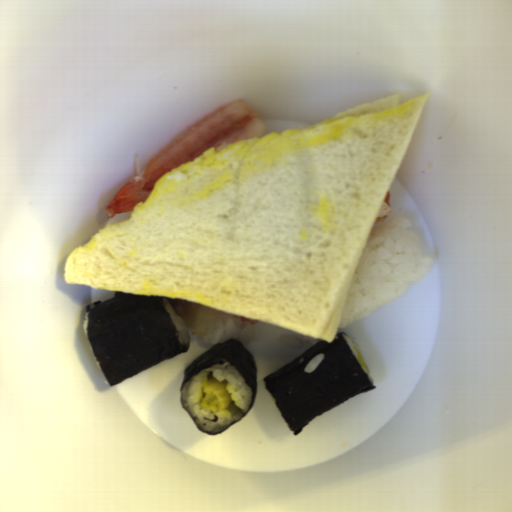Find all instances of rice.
<instances>
[{
	"mask_svg": "<svg viewBox=\"0 0 512 512\" xmlns=\"http://www.w3.org/2000/svg\"><path fill=\"white\" fill-rule=\"evenodd\" d=\"M410 218L393 216L370 229L343 300L336 332L357 322L425 278L434 259L421 253Z\"/></svg>",
	"mask_w": 512,
	"mask_h": 512,
	"instance_id": "rice-1",
	"label": "rice"
},
{
	"mask_svg": "<svg viewBox=\"0 0 512 512\" xmlns=\"http://www.w3.org/2000/svg\"><path fill=\"white\" fill-rule=\"evenodd\" d=\"M226 382L231 397L229 408L216 411L215 407L201 403L203 384L208 378ZM252 402V390L237 369L226 361H219L200 370L183 385L181 404L197 425L210 434H217L248 413Z\"/></svg>",
	"mask_w": 512,
	"mask_h": 512,
	"instance_id": "rice-2",
	"label": "rice"
},
{
	"mask_svg": "<svg viewBox=\"0 0 512 512\" xmlns=\"http://www.w3.org/2000/svg\"><path fill=\"white\" fill-rule=\"evenodd\" d=\"M255 334L253 325L236 314L217 308L215 318L202 336L205 345H216L237 340L243 346L250 343Z\"/></svg>",
	"mask_w": 512,
	"mask_h": 512,
	"instance_id": "rice-3",
	"label": "rice"
},
{
	"mask_svg": "<svg viewBox=\"0 0 512 512\" xmlns=\"http://www.w3.org/2000/svg\"><path fill=\"white\" fill-rule=\"evenodd\" d=\"M162 298V301L168 311V314L172 320V323L176 329V332H177V336H178V339L181 343H185V344H190L191 342V335H190V331L186 325V323L184 322V320L182 318H180L179 316H177L170 304V302L167 300V298L165 296H161Z\"/></svg>",
	"mask_w": 512,
	"mask_h": 512,
	"instance_id": "rice-4",
	"label": "rice"
},
{
	"mask_svg": "<svg viewBox=\"0 0 512 512\" xmlns=\"http://www.w3.org/2000/svg\"><path fill=\"white\" fill-rule=\"evenodd\" d=\"M324 357H325V354H323V353H320V354H317L316 356H314L304 367V369H303L304 372L310 373V372H313L314 370H316L318 368V366L321 364V362L323 361Z\"/></svg>",
	"mask_w": 512,
	"mask_h": 512,
	"instance_id": "rice-5",
	"label": "rice"
},
{
	"mask_svg": "<svg viewBox=\"0 0 512 512\" xmlns=\"http://www.w3.org/2000/svg\"><path fill=\"white\" fill-rule=\"evenodd\" d=\"M343 335H344V338H345V340H346V343H347V345H348L349 349L351 350L352 354L354 355L355 359L357 360V352H356V350H355V347H356V348L359 350V352H360V349H359L358 344L355 342V340H354L352 337H350V336H349V335H347L346 333H343Z\"/></svg>",
	"mask_w": 512,
	"mask_h": 512,
	"instance_id": "rice-6",
	"label": "rice"
},
{
	"mask_svg": "<svg viewBox=\"0 0 512 512\" xmlns=\"http://www.w3.org/2000/svg\"><path fill=\"white\" fill-rule=\"evenodd\" d=\"M88 320H89V316H88V313L86 312L85 315H84L83 321L81 323L82 330H83V332H84L86 337H87V324H88Z\"/></svg>",
	"mask_w": 512,
	"mask_h": 512,
	"instance_id": "rice-7",
	"label": "rice"
},
{
	"mask_svg": "<svg viewBox=\"0 0 512 512\" xmlns=\"http://www.w3.org/2000/svg\"><path fill=\"white\" fill-rule=\"evenodd\" d=\"M360 367H361L362 371L365 373V375L368 377V379L371 381V383L375 385V380H374L373 376L371 375V373L370 372L367 373L366 368H364L363 366L360 365Z\"/></svg>",
	"mask_w": 512,
	"mask_h": 512,
	"instance_id": "rice-8",
	"label": "rice"
}]
</instances>
